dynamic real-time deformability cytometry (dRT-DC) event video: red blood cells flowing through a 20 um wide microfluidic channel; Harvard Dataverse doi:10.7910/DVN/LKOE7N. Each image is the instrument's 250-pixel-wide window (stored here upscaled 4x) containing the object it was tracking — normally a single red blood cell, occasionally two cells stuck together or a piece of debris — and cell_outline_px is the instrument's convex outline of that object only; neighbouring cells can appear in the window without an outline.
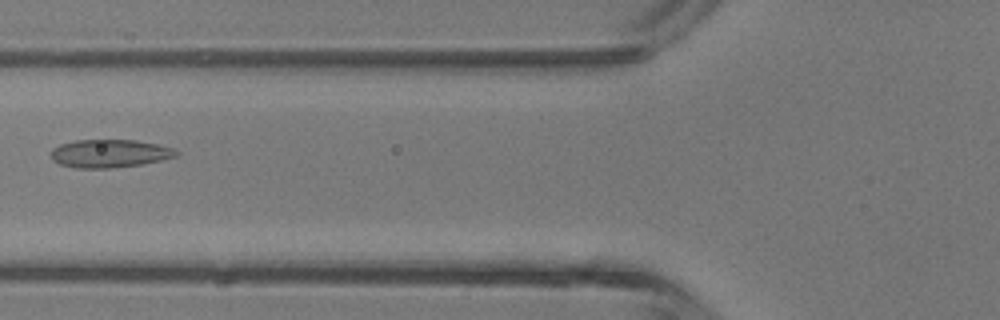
{"species": "common noctule bat (a hibernating species)", "species_latin": "Nyctalus noctula", "temperature_condition": "room temperature", "stored_images_in_passage": 3, "camera_frame_rate_fps": 3000, "um_per_image_px": 0.085, "animal": {"sex": "male", "body_mass_g": 13.3}, "frame": {"image": 1, "passage_image": 3, "time_ms": 2.0, "image_size_px": [1000, 320], "cell_outline_px": [[180, 152], [176, 156], [160, 160], [140, 164], [112, 168], [76, 168], [60, 164], [52, 160], [52, 148], [60, 144], [76, 140], [136, 140], [160, 144], [176, 148]], "centroid_in_image_um": [9.35, 13.04], "position_along_channel_um": 116.5, "area_um2": 20.58}}